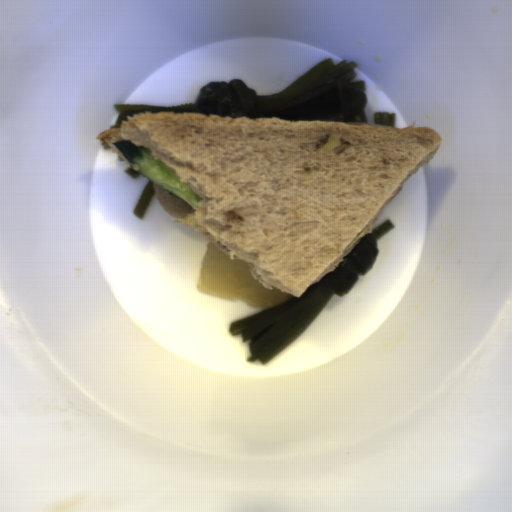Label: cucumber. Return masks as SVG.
<instances>
[{"label":"cucumber","instance_id":"8b760119","mask_svg":"<svg viewBox=\"0 0 512 512\" xmlns=\"http://www.w3.org/2000/svg\"><path fill=\"white\" fill-rule=\"evenodd\" d=\"M111 144L121 152L133 170L176 199L187 202L195 211L198 209V202L204 198L187 183L180 182L175 168H168L160 158H155L150 147L134 146L128 140Z\"/></svg>","mask_w":512,"mask_h":512}]
</instances>
